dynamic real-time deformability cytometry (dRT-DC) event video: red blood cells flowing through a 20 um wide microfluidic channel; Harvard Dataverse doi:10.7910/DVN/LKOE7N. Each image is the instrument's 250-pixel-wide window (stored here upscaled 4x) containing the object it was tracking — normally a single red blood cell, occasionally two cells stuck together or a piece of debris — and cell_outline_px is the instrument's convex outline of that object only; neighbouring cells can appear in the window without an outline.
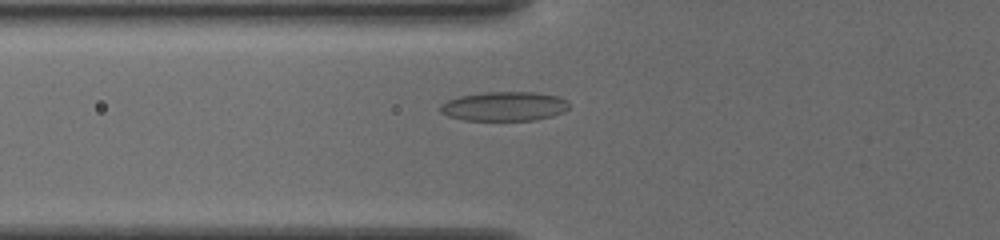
{"species": "common noctule bat (a hibernating species)", "species_latin": "Nyctalus noctula", "temperature_condition": "cold", "stored_images_in_passage": 49, "segment_of_instrument_passage": [1, 2], "camera_frame_rate_fps": 3000, "um_per_image_px": 0.085, "animal": {"sex": "female", "body_mass_g": 19.5, "forearm_length_mm": 54.1}, "frame": {"image": 1, "passage_image": 15, "time_ms": 4.667, "image_size_px": [1000, 240], "cell_outline_px": [[568, 108], [564, 112], [552, 116], [536, 120], [464, 120], [448, 116], [440, 112], [440, 104], [448, 100], [460, 96], [484, 92], [532, 92], [560, 96], [568, 100]], "centroid_in_image_um": [42.88, 9.03], "position_along_channel_um": 82.9, "area_um2": 22.08}}
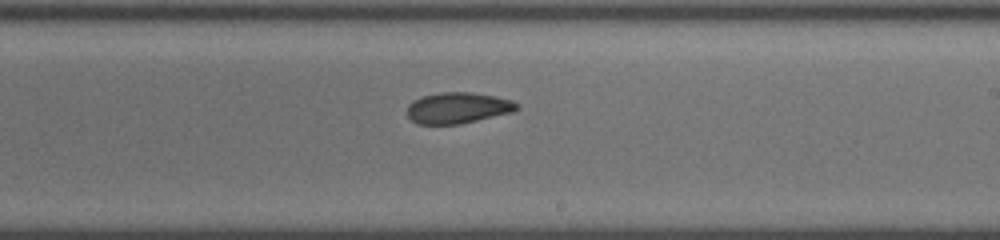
{"frame": {"image": 2, "passage_image": 28, "time_ms": 9.0, "image_size_px": [1000, 240], "cell_outline_px": [[520, 108], [512, 112], [460, 124], [416, 124], [408, 116], [408, 104], [412, 100], [420, 96], [440, 92], [472, 92], [496, 96], [512, 100], [520, 104]], "centroid_in_image_um": [38.92, 9.16], "position_along_channel_um": 250.1, "area_um2": 20.06}}
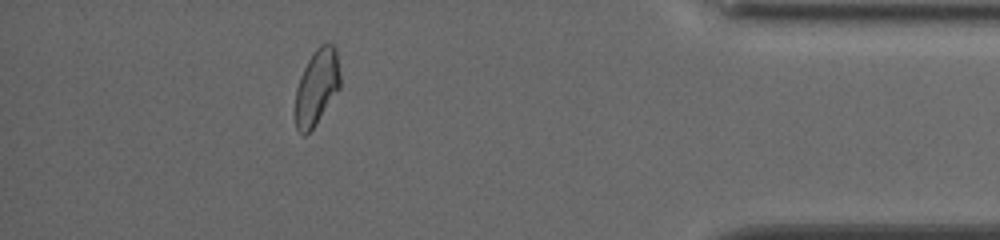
{"frame": {"image": 3, "passage_image": 43, "time_ms": 14.0, "image_size_px": [1000, 240], "cell_outline_px": [[340, 88], [316, 124], [304, 136], [296, 128], [296, 88], [300, 76], [312, 52], [320, 44], [328, 40], [336, 48], [340, 76]], "centroid_in_image_um": [26.94, 7.34], "position_along_channel_um": 408.3, "area_um2": 19.83}}